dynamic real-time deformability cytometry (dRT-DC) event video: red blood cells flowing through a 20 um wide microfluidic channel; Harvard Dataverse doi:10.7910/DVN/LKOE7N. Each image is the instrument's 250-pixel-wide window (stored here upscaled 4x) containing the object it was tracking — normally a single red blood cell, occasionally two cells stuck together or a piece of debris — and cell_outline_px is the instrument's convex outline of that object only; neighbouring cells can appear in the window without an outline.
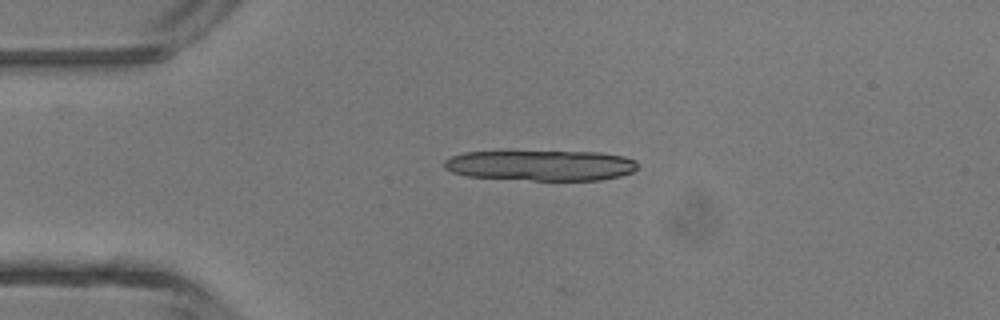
{"species": "common noctule bat (a hibernating species)", "species_latin": "Nyctalus noctula", "temperature_condition": "room temperature", "stored_images_in_passage": 5, "camera_frame_rate_fps": 3000, "um_per_image_px": 0.085, "animal": {"sex": "male", "body_mass_g": 13.3}, "frame": {"image": 1, "passage_image": 3, "time_ms": 0.667, "image_size_px": [1000, 320], "cell_outline_px": [[636, 168], [632, 172], [620, 176], [600, 180], [532, 180], [468, 176], [452, 172], [444, 168], [444, 160], [452, 156], [464, 152], [600, 152], [624, 156], [636, 160]], "centroid_in_image_um": [45.99, 14.06], "position_along_channel_um": 39.0, "area_um2": 34.16}}
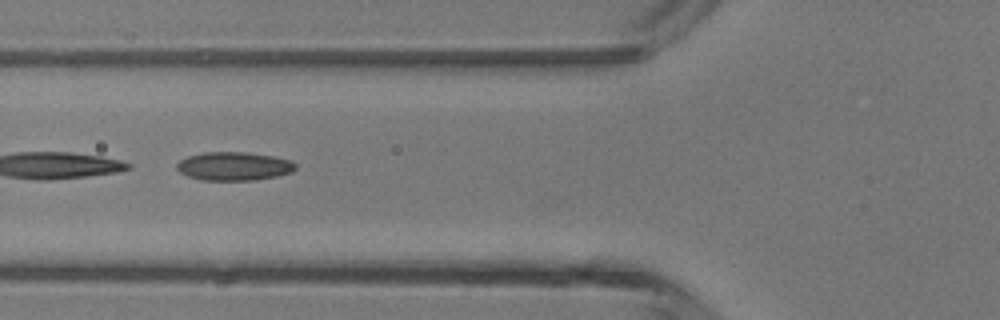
{"frame": {"image": 2, "passage_image": 5, "time_ms": 1.333, "image_size_px": [1000, 320], "cell_outline_px": [[296, 168], [292, 172], [276, 176], [252, 180], [200, 180], [188, 176], [180, 172], [176, 168], [176, 164], [180, 160], [188, 156], [204, 152], [248, 152], [272, 156], [292, 160], [296, 164]], "centroid_in_image_um": [19.88, 14.12], "position_along_channel_um": 105.9, "area_um2": 19.77}}